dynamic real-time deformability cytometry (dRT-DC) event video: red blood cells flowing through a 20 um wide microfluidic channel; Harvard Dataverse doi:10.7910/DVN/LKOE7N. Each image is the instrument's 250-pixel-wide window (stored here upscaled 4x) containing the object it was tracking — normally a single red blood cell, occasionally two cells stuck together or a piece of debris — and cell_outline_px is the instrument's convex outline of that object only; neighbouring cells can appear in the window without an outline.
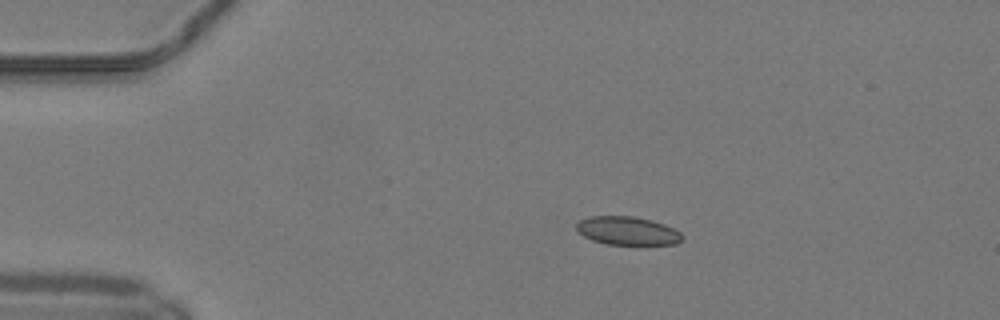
{"species": "common noctule bat (a hibernating species)", "species_latin": "Nyctalus noctula", "temperature_condition": "warm", "stored_images_in_passage": 41, "camera_frame_rate_fps": 3000, "um_per_image_px": 0.085, "animal": {"sex": "male", "body_mass_g": 19.2, "forearm_length_mm": 51.8}, "frame": {"image": 1, "passage_image": 1, "time_ms": 0.0, "image_size_px": [1000, 320], "cell_outline_px": [[684, 240], [676, 244], [608, 244], [592, 240], [584, 236], [576, 228], [576, 224], [580, 220], [588, 216], [632, 216], [652, 220], [664, 224], [680, 232], [684, 236]], "centroid_in_image_um": [53.35, 19.61], "position_along_channel_um": 31.6, "area_um2": 17.46}}
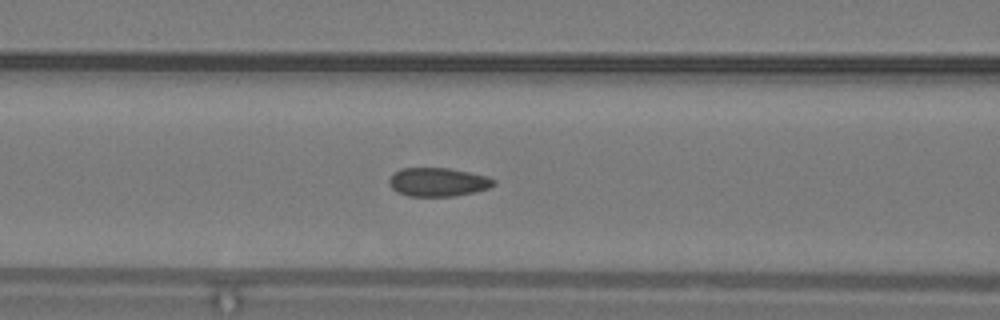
{"frame": {"image": 2, "passage_image": 12, "time_ms": 3.667, "image_size_px": [1000, 320], "cell_outline_px": [[496, 184], [488, 188], [456, 196], [408, 196], [396, 192], [388, 184], [388, 180], [400, 168], [448, 168], [488, 176], [496, 180]], "centroid_in_image_um": [37.22, 15.48], "position_along_channel_um": 129.4, "area_um2": 17.46}}
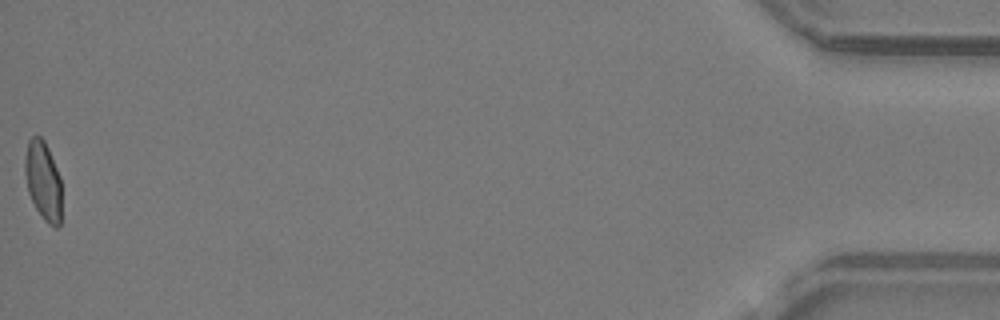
{"frame": {"image": 3, "passage_image": 41, "time_ms": 13.333, "image_size_px": [1000, 320], "cell_outline_px": [[60, 224], [56, 228], [48, 224], [44, 220], [36, 208], [28, 192], [24, 172], [24, 160], [28, 140], [32, 136], [40, 136], [44, 140], [48, 148], [60, 176]], "centroid_in_image_um": [3.64, 15.34], "position_along_channel_um": 431.6, "area_um2": 16.82}}